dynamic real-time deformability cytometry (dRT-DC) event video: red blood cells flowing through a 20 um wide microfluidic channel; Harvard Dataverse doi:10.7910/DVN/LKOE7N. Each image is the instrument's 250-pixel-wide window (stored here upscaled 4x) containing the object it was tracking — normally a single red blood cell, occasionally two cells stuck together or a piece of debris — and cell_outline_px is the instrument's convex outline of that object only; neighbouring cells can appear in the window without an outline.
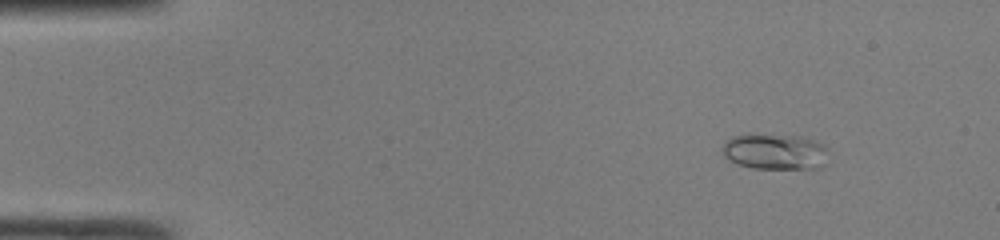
{"species": "common noctule bat (a hibernating species)", "species_latin": "Nyctalus noctula", "temperature_condition": "room temperature", "stored_images_in_passage": 44, "camera_frame_rate_fps": 3000, "um_per_image_px": 0.085, "animal": {"sex": "male", "body_mass_g": 19.0, "forearm_length_mm": 50.8}, "frame": {"image": 1, "passage_image": 2, "time_ms": 0.333, "image_size_px": [1000, 240], "cell_outline_px": [[828, 148], [824, 164], [820, 168], [752, 168], [740, 164], [724, 156], [720, 148], [732, 136], [800, 136], [824, 144]], "centroid_in_image_um": [65.91, 12.91], "position_along_channel_um": 19.1, "area_um2": 21.5}}
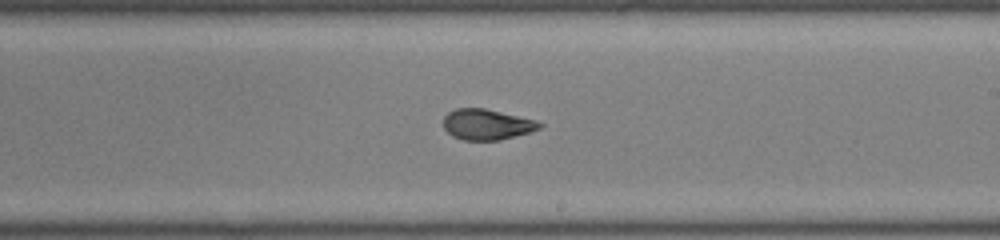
{"frame": {"image": 2, "passage_image": 25, "time_ms": 8.0, "image_size_px": [1000, 240], "cell_outline_px": [[544, 124], [540, 128], [528, 132], [500, 140], [464, 140], [452, 136], [444, 128], [444, 116], [448, 112], [456, 108], [484, 108], [536, 120]], "centroid_in_image_um": [41.36, 10.57], "position_along_channel_um": 247.6, "area_um2": 17.05}}
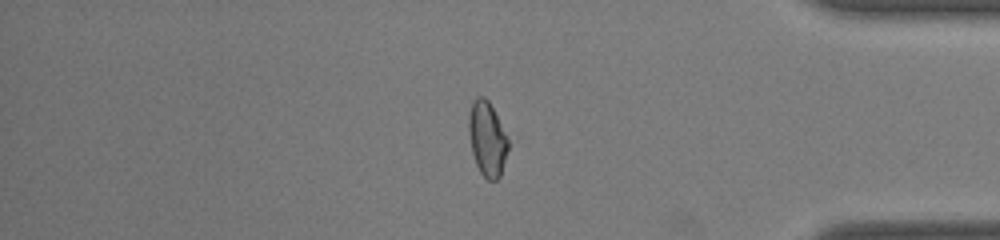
{"frame": {"image": 3, "passage_image": 37, "time_ms": 12.0, "image_size_px": [1000, 240], "cell_outline_px": [[508, 148], [500, 176], [496, 180], [488, 180], [480, 172], [476, 164], [472, 152], [468, 132], [468, 116], [472, 100], [476, 96], [484, 96], [488, 100], [508, 140]], "centroid_in_image_um": [41.37, 11.78], "position_along_channel_um": 393.8, "area_um2": 16.94}, "authors_computed_cell_mechanics": {"area_um2": 17.7446, "velocity_mm_per_s": 4.2418, "shape_relaxation_time_tau1_ms": null, "shape_relaxation_time_tau2_ms": 1.1454, "deformation_change_tau1": null, "deformation_change_tau2": 0.0757}}